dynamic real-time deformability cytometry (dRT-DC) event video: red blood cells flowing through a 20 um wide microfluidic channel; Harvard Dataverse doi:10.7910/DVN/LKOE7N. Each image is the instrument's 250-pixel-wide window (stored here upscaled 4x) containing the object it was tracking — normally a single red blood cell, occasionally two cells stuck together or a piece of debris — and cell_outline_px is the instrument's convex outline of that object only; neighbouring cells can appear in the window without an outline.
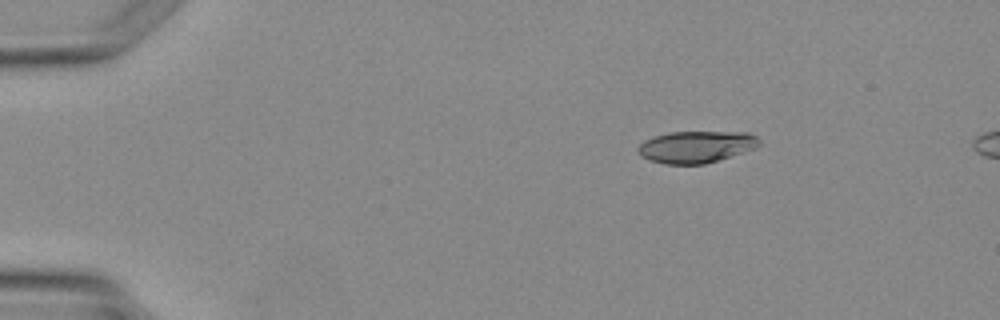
{"species": "Egyptian fruit bat (a non-hibernating species)", "species_latin": "Rousettus aegyptiacus", "temperature_condition": "warm", "stored_images_in_passage": 3, "segment_of_instrument_passage": [1, 2], "camera_frame_rate_fps": 3000, "um_per_image_px": 0.085, "animal": {"sex": "female"}, "frame": {"image": 1, "passage_image": 1, "time_ms": 0.0, "image_size_px": [1000, 320], "cell_outline_px": [[760, 144], [756, 148], [704, 164], [664, 164], [652, 160], [636, 152], [636, 148], [644, 140], [668, 132], [748, 132], [756, 136], [760, 140]], "centroid_in_image_um": [59.18, 12.47], "position_along_channel_um": 25.8, "area_um2": 22.37}}